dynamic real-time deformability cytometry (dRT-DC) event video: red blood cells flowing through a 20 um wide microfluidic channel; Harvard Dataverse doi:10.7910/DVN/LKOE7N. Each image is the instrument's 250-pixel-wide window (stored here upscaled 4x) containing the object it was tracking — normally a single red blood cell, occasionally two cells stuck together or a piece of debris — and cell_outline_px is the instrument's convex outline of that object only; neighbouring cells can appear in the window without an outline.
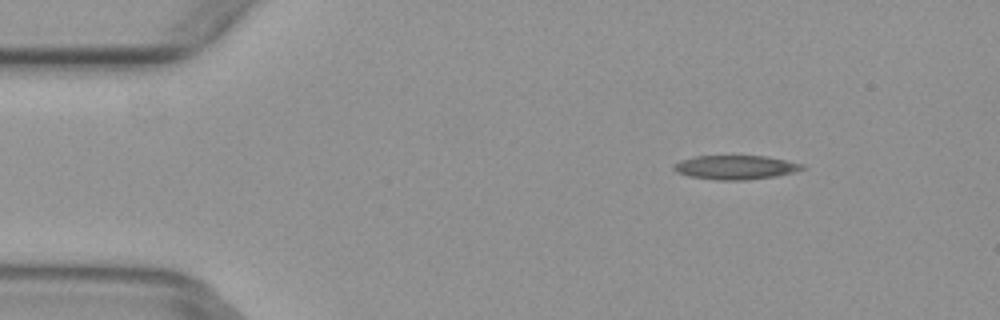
{"species": "common noctule bat (a hibernating species)", "species_latin": "Nyctalus noctula", "temperature_condition": "warm", "stored_images_in_passage": 4, "camera_frame_rate_fps": 3000, "um_per_image_px": 0.085, "animal": {"sex": "female", "body_mass_g": 29.2, "forearm_length_mm": 56.3}, "frame": {"image": 1, "passage_image": 2, "time_ms": 0.333, "image_size_px": [1000, 320], "cell_outline_px": [[804, 168], [792, 172], [776, 176], [744, 180], [716, 180], [688, 176], [676, 172], [672, 168], [672, 164], [680, 160], [696, 156], [768, 156], [804, 164]], "centroid_in_image_um": [62.47, 14.22], "position_along_channel_um": 22.5, "area_um2": 18.03}}